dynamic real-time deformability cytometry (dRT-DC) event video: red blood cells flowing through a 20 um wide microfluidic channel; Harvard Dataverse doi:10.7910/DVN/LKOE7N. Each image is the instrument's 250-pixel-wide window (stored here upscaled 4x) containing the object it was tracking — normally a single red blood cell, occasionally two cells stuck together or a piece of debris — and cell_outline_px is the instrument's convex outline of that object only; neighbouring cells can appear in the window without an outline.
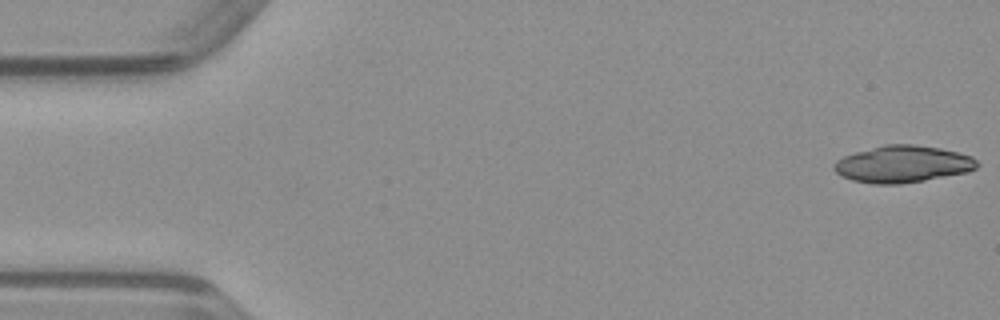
{"species": "common noctule bat (a hibernating species)", "species_latin": "Nyctalus noctula", "temperature_condition": "warm", "stored_images_in_passage": 49, "camera_frame_rate_fps": 3000, "um_per_image_px": 0.085, "animal": {"sex": "male", "body_mass_g": 23.1, "forearm_length_mm": 52.7}, "frame": {"image": 1, "passage_image": 1, "time_ms": 0.0, "image_size_px": [1000, 320], "cell_outline_px": [[980, 164], [976, 168], [968, 172], [924, 180], [900, 184], [872, 184], [852, 180], [836, 172], [832, 168], [832, 164], [836, 160], [844, 156], [856, 152], [884, 144], [912, 144], [940, 148], [972, 156]], "centroid_in_image_um": [76.72, 13.95], "position_along_channel_um": 8.3, "area_um2": 30.75}}